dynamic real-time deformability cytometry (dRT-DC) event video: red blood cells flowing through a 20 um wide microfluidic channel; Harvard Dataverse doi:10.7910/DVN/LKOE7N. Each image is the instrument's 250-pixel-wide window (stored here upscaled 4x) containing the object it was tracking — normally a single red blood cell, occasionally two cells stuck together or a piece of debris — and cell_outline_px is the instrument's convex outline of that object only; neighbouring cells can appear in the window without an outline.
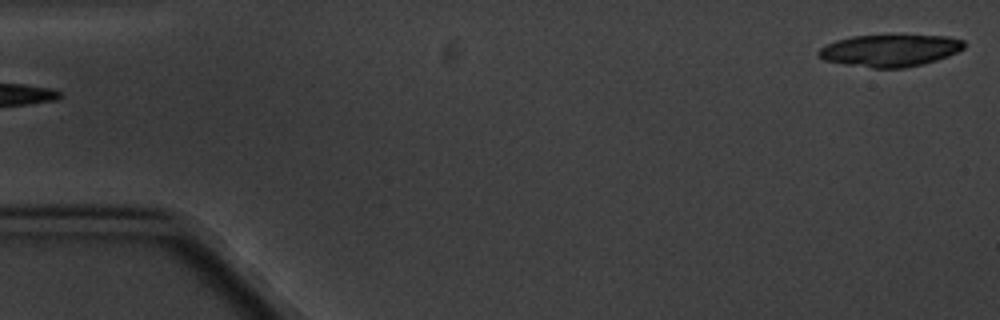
{"species": "common noctule bat (a hibernating species)", "species_latin": "Nyctalus noctula", "temperature_condition": "cold", "stored_images_in_passage": 5, "segment_of_instrument_passage": [2, 2], "camera_frame_rate_fps": 3000, "um_per_image_px": 0.085, "animal": {"sex": "male", "body_mass_g": 20.1, "forearm_length_mm": 53.5}, "frame": {"image": 1, "passage_image": 5, "time_ms": 5.333, "image_size_px": [1000, 320], "cell_outline_px": [[964, 48], [948, 56], [936, 60], [904, 68], [872, 68], [844, 64], [824, 60], [816, 56], [816, 52], [820, 48], [836, 40], [852, 36], [948, 36], [964, 40]], "centroid_in_image_um": [75.61, 4.3], "position_along_channel_um": 9.4, "area_um2": 26.93}}